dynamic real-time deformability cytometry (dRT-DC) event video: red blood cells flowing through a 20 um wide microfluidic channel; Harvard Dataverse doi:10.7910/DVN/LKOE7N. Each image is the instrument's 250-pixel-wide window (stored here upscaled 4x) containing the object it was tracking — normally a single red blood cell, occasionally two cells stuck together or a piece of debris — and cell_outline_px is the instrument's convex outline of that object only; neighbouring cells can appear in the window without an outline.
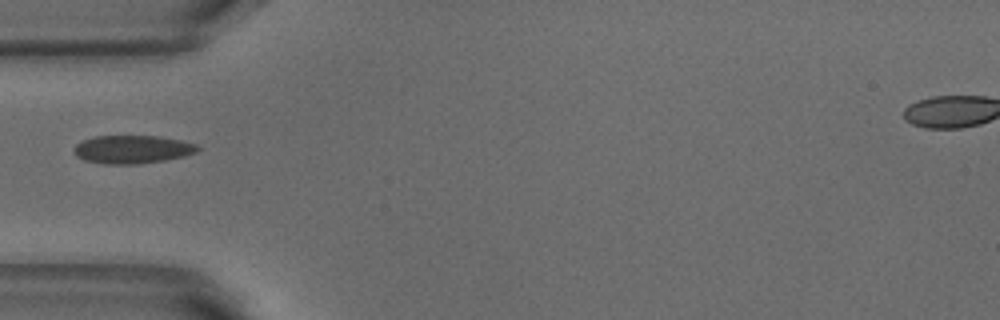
{"species": "common noctule bat (a hibernating species)", "species_latin": "Nyctalus noctula", "temperature_condition": "warm", "stored_images_in_passage": 35, "camera_frame_rate_fps": 3000, "um_per_image_px": 0.085, "animal": {"sex": "male", "body_mass_g": 18.8}, "frame": {"image": 1, "passage_image": 1, "time_ms": 0.0, "image_size_px": [1000, 320], "cell_outline_px": [[200, 148], [196, 152], [184, 156], [164, 160], [136, 164], [104, 164], [84, 160], [76, 156], [72, 152], [72, 148], [76, 144], [84, 140], [96, 136], [160, 136], [180, 140], [196, 144]], "centroid_in_image_um": [11.21, 12.7], "position_along_channel_um": 73.8, "area_um2": 20.35}}
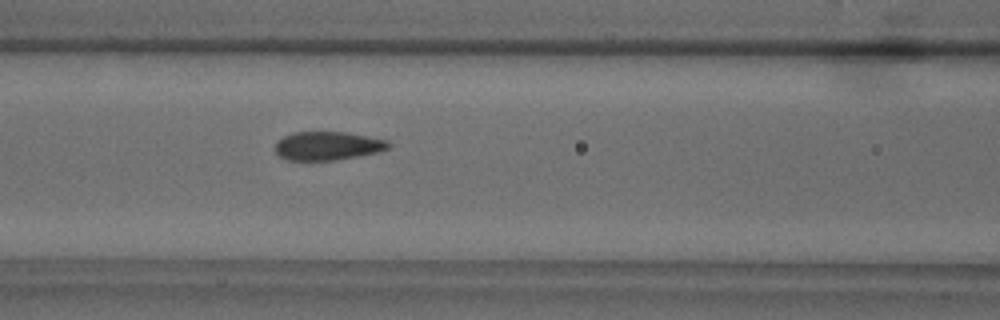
{"frame": {"image": 2, "passage_image": 6, "time_ms": 1.667, "image_size_px": [1000, 320], "cell_outline_px": [[392, 144], [388, 148], [380, 152], [336, 160], [288, 160], [280, 156], [276, 152], [276, 140], [292, 132], [344, 132], [388, 140]], "centroid_in_image_um": [27.86, 12.39], "position_along_channel_um": 138.7, "area_um2": 18.9}}
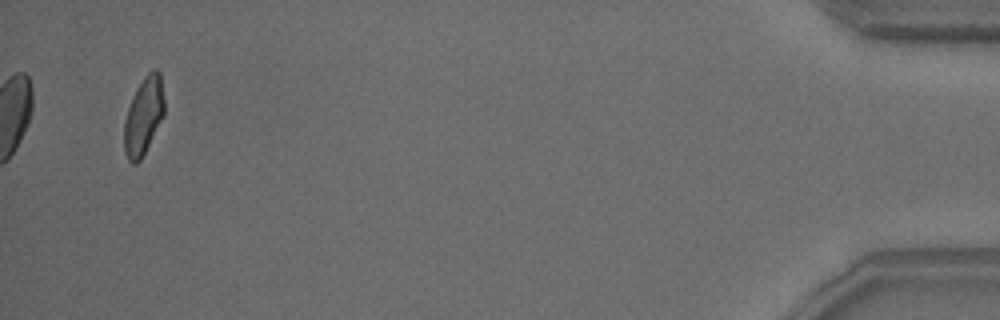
{"frame": {"image": 3, "passage_image": 35, "time_ms": 11.333, "image_size_px": [1000, 320], "cell_outline_px": [[164, 116], [140, 160], [136, 164], [132, 164], [128, 160], [124, 152], [124, 120], [132, 96], [136, 88], [144, 76], [152, 68], [156, 68], [160, 72], [164, 100]], "centroid_in_image_um": [12.2, 9.83], "position_along_channel_um": 423.0, "area_um2": 18.26}}